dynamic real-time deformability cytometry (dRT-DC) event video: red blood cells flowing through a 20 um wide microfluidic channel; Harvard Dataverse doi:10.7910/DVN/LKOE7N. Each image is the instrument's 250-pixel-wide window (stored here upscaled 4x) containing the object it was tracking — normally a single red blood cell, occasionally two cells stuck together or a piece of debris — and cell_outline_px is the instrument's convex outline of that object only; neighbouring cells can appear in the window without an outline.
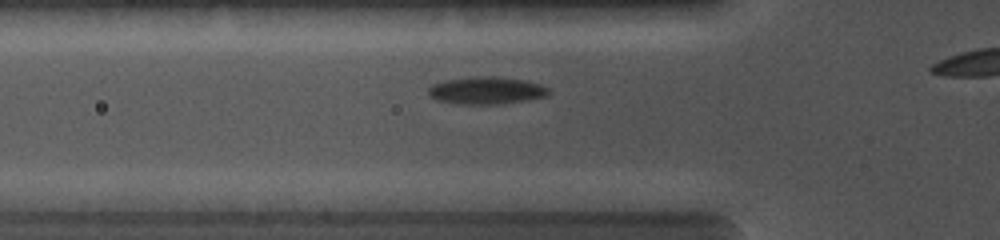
{"species": "common noctule bat (a hibernating species)", "species_latin": "Nyctalus noctula", "temperature_condition": "cold", "stored_images_in_passage": 20, "camera_frame_rate_fps": 5000, "um_per_image_px": 0.085, "animal": {"sex": "female", "body_mass_g": 19.0, "forearm_length_mm": 56.7}, "frame": {"image": 1, "passage_image": 9, "time_ms": 2.0, "image_size_px": [1000, 240], "cell_outline_px": [[552, 92], [544, 96], [524, 100], [496, 104], [456, 104], [436, 100], [428, 96], [428, 88], [432, 84], [444, 80], [488, 76], [492, 76], [524, 80], [540, 84], [548, 88]], "centroid_in_image_um": [41.29, 7.7], "position_along_channel_um": 84.5, "area_um2": 19.02}}